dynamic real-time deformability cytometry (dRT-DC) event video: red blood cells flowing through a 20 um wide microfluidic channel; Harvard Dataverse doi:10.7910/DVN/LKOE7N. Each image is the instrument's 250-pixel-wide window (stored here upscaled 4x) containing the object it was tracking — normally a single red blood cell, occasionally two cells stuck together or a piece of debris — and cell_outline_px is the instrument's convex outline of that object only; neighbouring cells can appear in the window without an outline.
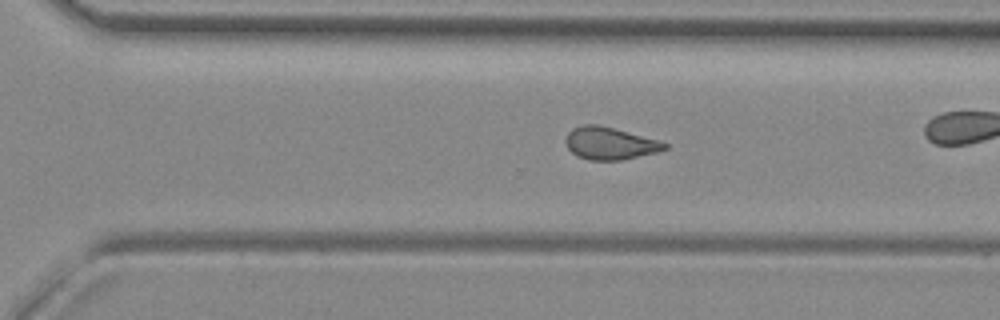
{"species": "common noctule bat (a hibernating species)", "species_latin": "Nyctalus noctula", "temperature_condition": "room temperature", "stored_images_in_passage": 31, "camera_frame_rate_fps": 3000, "um_per_image_px": 0.085, "animal": {"sex": "female", "body_mass_g": 29.2, "forearm_length_mm": 56.3}, "frame": {"image": 1, "passage_image": 22, "time_ms": 7.0, "image_size_px": [1000, 320], "cell_outline_px": [[668, 148], [656, 152], [620, 160], [588, 160], [576, 156], [568, 148], [564, 140], [568, 132], [572, 128], [584, 124], [600, 124], [656, 140], [668, 144]], "centroid_in_image_um": [51.77, 12.18], "position_along_channel_um": 318.8, "area_um2": 18.55}, "authors_computed_cell_mechanics": {"area_um2": 18.785, "velocity_mm_per_s": 3.9636, "shape_relaxation_time_tau1_ms": null, "shape_relaxation_time_tau2_ms": 1.2568, "deformation_change_tau1": null, "deformation_change_tau2": 0.0515}}